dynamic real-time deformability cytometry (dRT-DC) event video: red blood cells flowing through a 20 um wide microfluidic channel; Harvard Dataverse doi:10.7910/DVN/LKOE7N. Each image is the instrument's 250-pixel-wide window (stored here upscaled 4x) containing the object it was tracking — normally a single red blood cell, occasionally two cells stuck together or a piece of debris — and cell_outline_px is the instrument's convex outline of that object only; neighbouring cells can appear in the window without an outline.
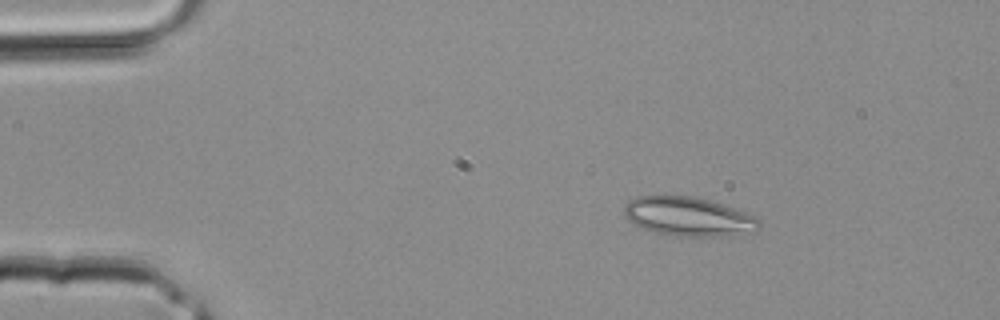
{"species": "common noctule bat (a hibernating species)", "species_latin": "Nyctalus noctula", "temperature_condition": "room temperature", "stored_images_in_passage": 39, "camera_frame_rate_fps": 3000, "um_per_image_px": 0.085, "animal": {"sex": "male", "body_mass_g": 20.4}, "frame": {"image": 1, "passage_image": 7, "time_ms": 2.0, "image_size_px": [1000, 320], "cell_outline_px": [[760, 228], [756, 232], [708, 236], [676, 236], [656, 232], [632, 224], [624, 216], [624, 204], [628, 200], [636, 196], [692, 196], [708, 200], [744, 212], [760, 220]], "centroid_in_image_um": [58.46, 18.4], "position_along_channel_um": 26.5, "area_um2": 30.4}}
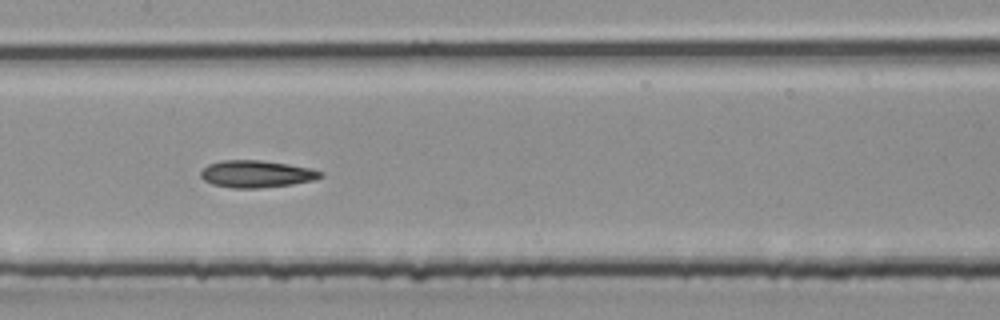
{"frame": {"image": 2, "passage_image": 20, "time_ms": 6.333, "image_size_px": [1000, 320], "cell_outline_px": [[324, 176], [316, 180], [292, 184], [260, 188], [232, 188], [212, 184], [204, 180], [200, 176], [200, 172], [208, 164], [224, 160], [260, 160], [288, 164], [312, 168], [324, 172]], "centroid_in_image_um": [21.84, 14.79], "position_along_channel_um": 185.6, "area_um2": 19.07}}
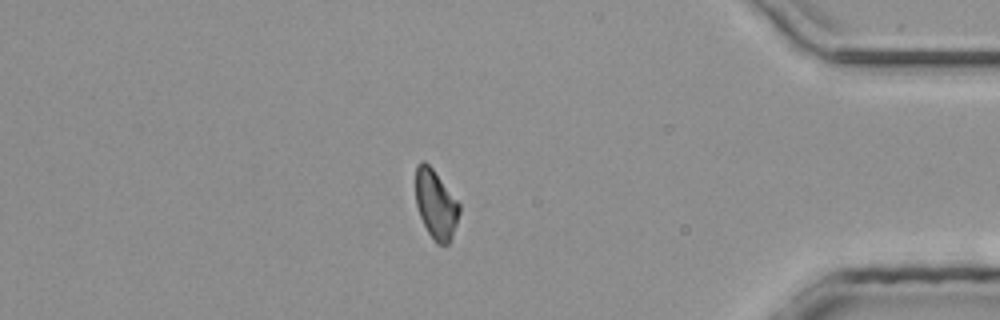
{"frame": {"image": 3, "passage_image": 34, "time_ms": 11.0, "image_size_px": [1000, 320], "cell_outline_px": [[460, 212], [452, 236], [448, 244], [436, 244], [428, 232], [420, 216], [416, 204], [416, 164], [420, 160], [424, 160], [432, 168], [460, 204]], "centroid_in_image_um": [37.03, 17.36], "position_along_channel_um": 398.2, "area_um2": 17.4}}